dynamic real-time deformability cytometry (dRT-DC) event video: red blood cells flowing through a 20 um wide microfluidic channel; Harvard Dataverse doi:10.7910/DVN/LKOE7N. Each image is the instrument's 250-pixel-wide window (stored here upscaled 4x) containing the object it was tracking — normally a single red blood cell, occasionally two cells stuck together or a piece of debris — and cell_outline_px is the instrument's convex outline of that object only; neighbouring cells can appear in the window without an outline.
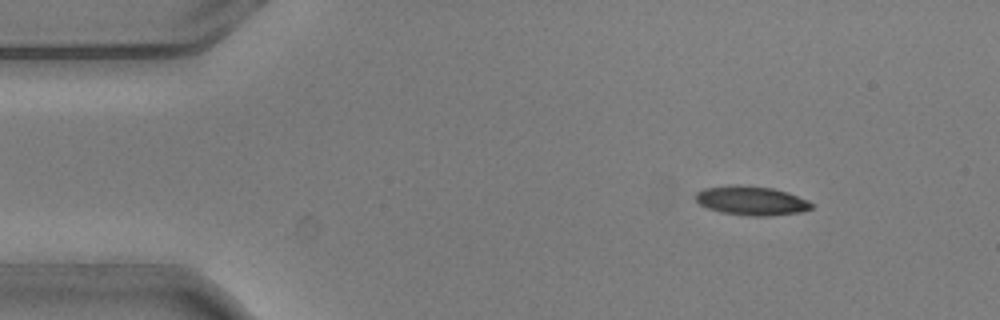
{"species": "common noctule bat (a hibernating species)", "species_latin": "Nyctalus noctula", "temperature_condition": "warm", "stored_images_in_passage": 4, "camera_frame_rate_fps": 3000, "um_per_image_px": 0.085, "animal": {"sex": "male", "body_mass_g": 20.5, "forearm_length_mm": 52.5}, "frame": {"image": 1, "passage_image": 2, "time_ms": 0.333, "image_size_px": [1000, 320], "cell_outline_px": [[812, 208], [800, 212], [768, 216], [748, 216], [720, 212], [708, 208], [700, 204], [696, 200], [696, 192], [704, 188], [732, 184], [736, 184], [772, 188], [788, 192], [808, 200], [812, 204]], "centroid_in_image_um": [63.85, 17.05], "position_along_channel_um": 21.1, "area_um2": 19.71}}